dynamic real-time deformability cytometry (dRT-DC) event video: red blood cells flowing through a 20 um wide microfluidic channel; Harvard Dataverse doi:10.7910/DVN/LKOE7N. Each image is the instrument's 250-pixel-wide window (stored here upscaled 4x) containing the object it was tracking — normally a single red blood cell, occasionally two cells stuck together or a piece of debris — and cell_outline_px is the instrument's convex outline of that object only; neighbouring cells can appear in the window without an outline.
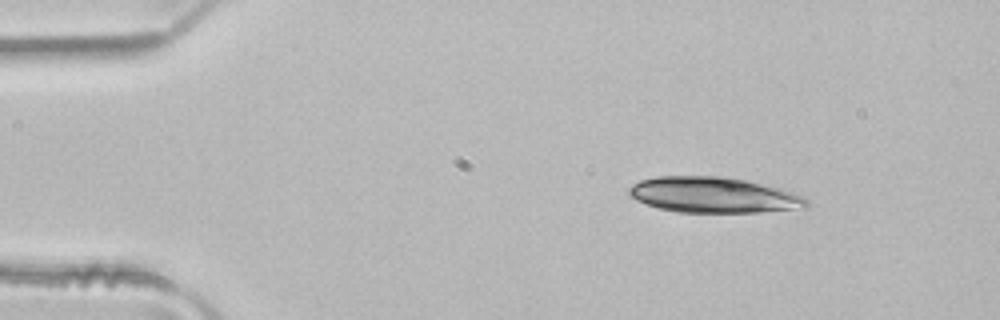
{"species": "common noctule bat (a hibernating species)", "species_latin": "Nyctalus noctula", "temperature_condition": "room temperature", "stored_images_in_passage": 3, "camera_frame_rate_fps": 3000, "um_per_image_px": 0.085, "animal": {"sex": "male", "body_mass_g": 21.5, "forearm_length_mm": 52.0}, "frame": {"image": 1, "passage_image": 2, "time_ms": 0.333, "image_size_px": [1000, 320], "cell_outline_px": [[808, 208], [760, 212], [676, 212], [660, 208], [636, 200], [628, 192], [628, 188], [632, 184], [640, 180], [656, 176], [732, 176], [780, 188], [804, 196], [808, 200]], "centroid_in_image_um": [60.69, 16.56], "position_along_channel_um": 24.3, "area_um2": 37.22}}